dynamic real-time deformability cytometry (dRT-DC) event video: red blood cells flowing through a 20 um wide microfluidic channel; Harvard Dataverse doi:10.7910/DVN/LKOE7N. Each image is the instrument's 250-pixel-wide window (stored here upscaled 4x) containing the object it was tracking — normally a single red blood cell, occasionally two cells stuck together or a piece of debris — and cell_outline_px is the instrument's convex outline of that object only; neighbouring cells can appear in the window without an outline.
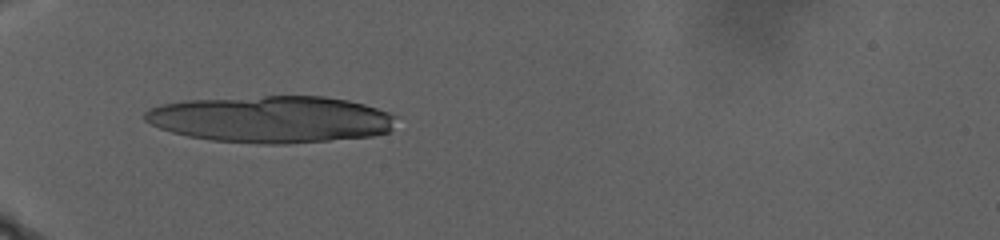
{"species": "human", "species_latin": "Homo sapiens", "temperature_condition": "warm", "stored_images_in_passage": 24, "camera_frame_rate_fps": 3000, "um_per_image_px": 0.085, "donor": {"sex": "male"}, "frame": {"image": 1, "passage_image": 1, "time_ms": 0.0, "image_size_px": [1000, 240], "cell_outline_px": [[396, 116], [392, 128], [388, 132], [372, 136], [288, 144], [256, 144], [212, 140], [188, 136], [172, 132], [160, 128], [144, 120], [144, 112], [148, 108], [160, 104], [184, 100], [264, 96], [324, 96], [348, 100], [364, 104], [388, 112]], "centroid_in_image_um": [23.02, 10.13], "position_along_channel_um": 62.0, "area_um2": 68.78}}